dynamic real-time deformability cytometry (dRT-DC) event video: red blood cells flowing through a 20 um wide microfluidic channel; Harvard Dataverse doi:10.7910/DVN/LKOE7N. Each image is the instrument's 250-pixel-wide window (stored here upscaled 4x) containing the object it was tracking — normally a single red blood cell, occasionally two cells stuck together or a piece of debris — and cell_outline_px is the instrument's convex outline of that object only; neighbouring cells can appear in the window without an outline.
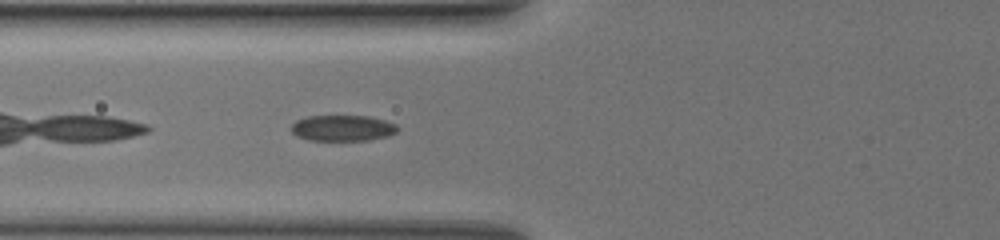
{"species": "common noctule bat (a hibernating species)", "species_latin": "Nyctalus noctula", "temperature_condition": "warm", "stored_images_in_passage": 23, "camera_frame_rate_fps": 3000, "um_per_image_px": 0.085, "animal": {"sex": "female", "body_mass_g": 19.5, "forearm_length_mm": 54.1}, "frame": {"image": 1, "passage_image": 4, "time_ms": 1.0, "image_size_px": [1000, 240], "cell_outline_px": [[396, 132], [388, 136], [368, 140], [308, 140], [296, 136], [292, 132], [292, 124], [296, 120], [308, 116], [368, 116], [384, 120], [396, 124]], "centroid_in_image_um": [29.1, 10.88], "position_along_channel_um": 96.7, "area_um2": 15.95}}
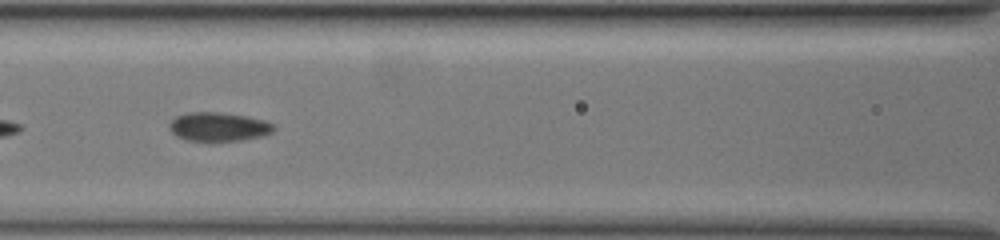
{"frame": {"image": 2, "passage_image": 7, "time_ms": 2.0, "image_size_px": [1000, 240], "cell_outline_px": [[276, 128], [272, 132], [264, 136], [240, 140], [212, 144], [184, 140], [176, 136], [168, 128], [168, 124], [176, 116], [188, 112], [220, 112], [244, 116], [264, 120], [276, 124]], "centroid_in_image_um": [18.56, 10.82], "position_along_channel_um": 148.0, "area_um2": 18.38}}
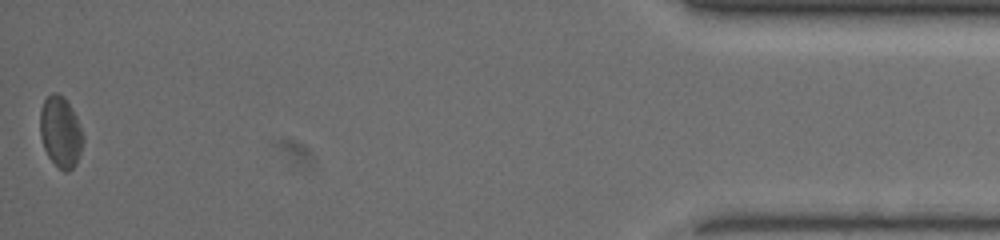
{"frame": {"image": 3, "passage_image": 23, "time_ms": 7.333, "image_size_px": [1000, 240], "cell_outline_px": [[84, 140], [76, 164], [68, 172], [64, 172], [48, 156], [44, 148], [40, 136], [40, 108], [44, 100], [52, 92], [56, 92], [64, 96], [76, 116], [84, 136]], "centroid_in_image_um": [5.14, 11.2], "position_along_channel_um": 430.1, "area_um2": 17.8}}